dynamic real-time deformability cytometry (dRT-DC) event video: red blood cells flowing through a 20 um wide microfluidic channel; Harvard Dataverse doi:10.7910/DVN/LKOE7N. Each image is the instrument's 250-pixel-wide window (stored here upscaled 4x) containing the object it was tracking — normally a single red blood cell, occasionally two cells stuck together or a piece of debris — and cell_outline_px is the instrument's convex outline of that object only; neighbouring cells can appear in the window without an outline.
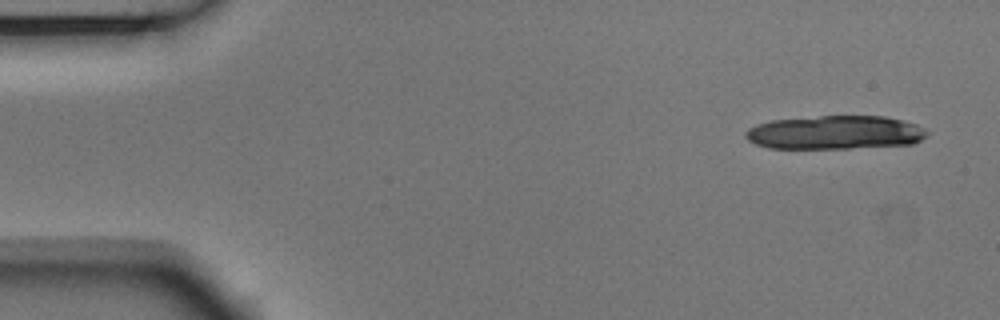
{"species": "Egyptian fruit bat (a non-hibernating species)", "species_latin": "Rousettus aegyptiacus", "temperature_condition": "room temperature", "stored_images_in_passage": 14, "camera_frame_rate_fps": 3000, "um_per_image_px": 0.085, "animal": {"sex": "male"}, "frame": {"image": 1, "passage_image": 1, "time_ms": 0.0, "image_size_px": [1000, 320], "cell_outline_px": [[928, 136], [912, 144], [848, 148], [768, 148], [756, 144], [748, 140], [744, 136], [744, 132], [748, 128], [772, 120], [820, 116], [884, 116], [904, 120], [916, 124], [928, 132]], "centroid_in_image_um": [70.99, 11.26], "position_along_channel_um": 14.0, "area_um2": 35.55}}